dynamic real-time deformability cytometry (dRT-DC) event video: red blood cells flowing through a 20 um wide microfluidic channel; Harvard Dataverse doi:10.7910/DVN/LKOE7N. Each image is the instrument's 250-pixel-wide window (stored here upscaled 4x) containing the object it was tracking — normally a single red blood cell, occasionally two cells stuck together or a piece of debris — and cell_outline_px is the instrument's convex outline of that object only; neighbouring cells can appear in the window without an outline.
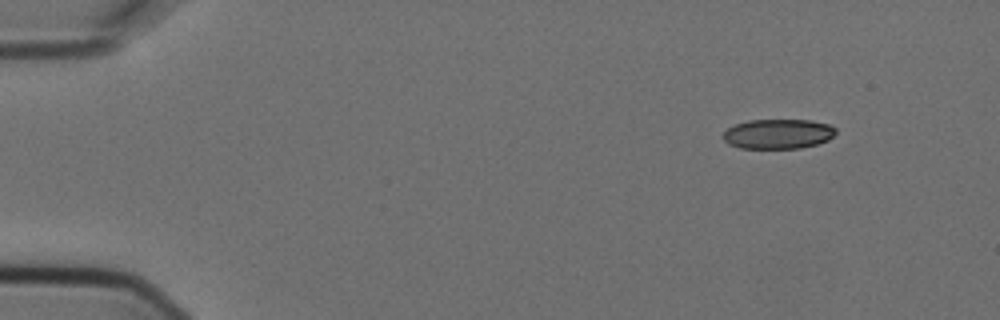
{"species": "Egyptian fruit bat (a non-hibernating species)", "species_latin": "Rousettus aegyptiacus", "temperature_condition": "cold", "stored_images_in_passage": 4, "camera_frame_rate_fps": 3000, "um_per_image_px": 0.085, "animal": {"sex": "female"}, "frame": {"image": 1, "passage_image": 1, "time_ms": 0.0, "image_size_px": [1000, 320], "cell_outline_px": [[836, 132], [828, 140], [816, 144], [800, 148], [740, 148], [728, 144], [724, 140], [724, 132], [728, 128], [736, 124], [748, 120], [812, 120], [828, 124], [836, 128]], "centroid_in_image_um": [66.14, 11.38], "position_along_channel_um": 18.9, "area_um2": 19.48}}
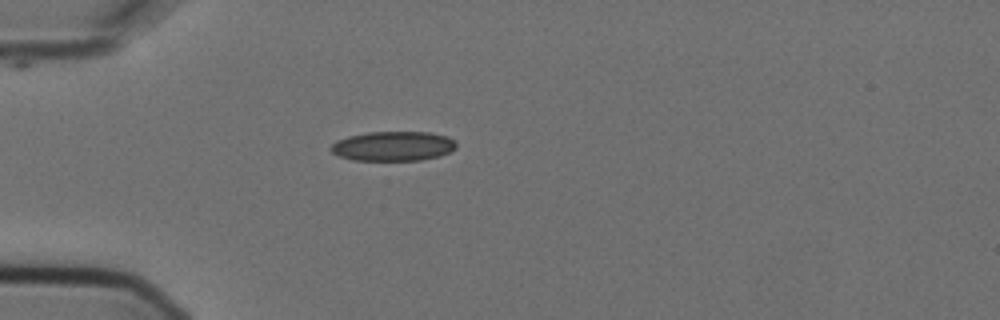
{"frame": {"image": 2, "passage_image": 4, "time_ms": 1.0, "image_size_px": [1000, 320], "cell_outline_px": [[456, 148], [440, 156], [420, 160], [352, 160], [340, 156], [332, 152], [332, 144], [336, 140], [348, 136], [368, 132], [432, 132], [448, 136], [456, 140]], "centroid_in_image_um": [33.45, 12.41], "position_along_channel_um": 51.5, "area_um2": 21.68}}